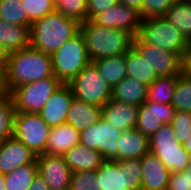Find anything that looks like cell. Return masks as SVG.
Returning a JSON list of instances; mask_svg holds the SVG:
<instances>
[{
	"instance_id": "cell-1",
	"label": "cell",
	"mask_w": 191,
	"mask_h": 190,
	"mask_svg": "<svg viewBox=\"0 0 191 190\" xmlns=\"http://www.w3.org/2000/svg\"><path fill=\"white\" fill-rule=\"evenodd\" d=\"M54 76L51 55L31 46L9 54L5 70L9 94L17 87Z\"/></svg>"
},
{
	"instance_id": "cell-2",
	"label": "cell",
	"mask_w": 191,
	"mask_h": 190,
	"mask_svg": "<svg viewBox=\"0 0 191 190\" xmlns=\"http://www.w3.org/2000/svg\"><path fill=\"white\" fill-rule=\"evenodd\" d=\"M80 31V23L57 10L34 21L30 27V46L52 55Z\"/></svg>"
},
{
	"instance_id": "cell-3",
	"label": "cell",
	"mask_w": 191,
	"mask_h": 190,
	"mask_svg": "<svg viewBox=\"0 0 191 190\" xmlns=\"http://www.w3.org/2000/svg\"><path fill=\"white\" fill-rule=\"evenodd\" d=\"M80 32L91 62L125 54L133 46L134 36L131 33L100 26L89 19L80 24Z\"/></svg>"
},
{
	"instance_id": "cell-4",
	"label": "cell",
	"mask_w": 191,
	"mask_h": 190,
	"mask_svg": "<svg viewBox=\"0 0 191 190\" xmlns=\"http://www.w3.org/2000/svg\"><path fill=\"white\" fill-rule=\"evenodd\" d=\"M52 70L63 84H69L86 66L91 63L85 39L79 31L51 55Z\"/></svg>"
},
{
	"instance_id": "cell-5",
	"label": "cell",
	"mask_w": 191,
	"mask_h": 190,
	"mask_svg": "<svg viewBox=\"0 0 191 190\" xmlns=\"http://www.w3.org/2000/svg\"><path fill=\"white\" fill-rule=\"evenodd\" d=\"M140 159L104 160L96 170L101 190H140Z\"/></svg>"
},
{
	"instance_id": "cell-6",
	"label": "cell",
	"mask_w": 191,
	"mask_h": 190,
	"mask_svg": "<svg viewBox=\"0 0 191 190\" xmlns=\"http://www.w3.org/2000/svg\"><path fill=\"white\" fill-rule=\"evenodd\" d=\"M137 36L143 42L176 53L181 58L190 49V43L181 31L164 17L142 19Z\"/></svg>"
},
{
	"instance_id": "cell-7",
	"label": "cell",
	"mask_w": 191,
	"mask_h": 190,
	"mask_svg": "<svg viewBox=\"0 0 191 190\" xmlns=\"http://www.w3.org/2000/svg\"><path fill=\"white\" fill-rule=\"evenodd\" d=\"M150 152L173 172H183L191 163L190 154L177 141L171 124H164L149 138Z\"/></svg>"
},
{
	"instance_id": "cell-8",
	"label": "cell",
	"mask_w": 191,
	"mask_h": 190,
	"mask_svg": "<svg viewBox=\"0 0 191 190\" xmlns=\"http://www.w3.org/2000/svg\"><path fill=\"white\" fill-rule=\"evenodd\" d=\"M62 82L51 76L15 88L11 93L16 112L39 113Z\"/></svg>"
},
{
	"instance_id": "cell-9",
	"label": "cell",
	"mask_w": 191,
	"mask_h": 190,
	"mask_svg": "<svg viewBox=\"0 0 191 190\" xmlns=\"http://www.w3.org/2000/svg\"><path fill=\"white\" fill-rule=\"evenodd\" d=\"M76 99L103 107L112 97V88L91 62L70 83Z\"/></svg>"
},
{
	"instance_id": "cell-10",
	"label": "cell",
	"mask_w": 191,
	"mask_h": 190,
	"mask_svg": "<svg viewBox=\"0 0 191 190\" xmlns=\"http://www.w3.org/2000/svg\"><path fill=\"white\" fill-rule=\"evenodd\" d=\"M50 130L39 113L15 112L13 136L36 156L44 154Z\"/></svg>"
},
{
	"instance_id": "cell-11",
	"label": "cell",
	"mask_w": 191,
	"mask_h": 190,
	"mask_svg": "<svg viewBox=\"0 0 191 190\" xmlns=\"http://www.w3.org/2000/svg\"><path fill=\"white\" fill-rule=\"evenodd\" d=\"M121 132L101 116L97 123L80 132L79 143L99 151L104 160H118L117 140Z\"/></svg>"
},
{
	"instance_id": "cell-12",
	"label": "cell",
	"mask_w": 191,
	"mask_h": 190,
	"mask_svg": "<svg viewBox=\"0 0 191 190\" xmlns=\"http://www.w3.org/2000/svg\"><path fill=\"white\" fill-rule=\"evenodd\" d=\"M133 47L150 64L158 77L181 75L182 58L178 54L145 43L138 36L134 37Z\"/></svg>"
},
{
	"instance_id": "cell-13",
	"label": "cell",
	"mask_w": 191,
	"mask_h": 190,
	"mask_svg": "<svg viewBox=\"0 0 191 190\" xmlns=\"http://www.w3.org/2000/svg\"><path fill=\"white\" fill-rule=\"evenodd\" d=\"M175 108L146 100L138 109L135 129L150 138L164 124H171Z\"/></svg>"
},
{
	"instance_id": "cell-14",
	"label": "cell",
	"mask_w": 191,
	"mask_h": 190,
	"mask_svg": "<svg viewBox=\"0 0 191 190\" xmlns=\"http://www.w3.org/2000/svg\"><path fill=\"white\" fill-rule=\"evenodd\" d=\"M92 21L107 28L125 30L135 37L139 32L142 17L137 9L117 4L97 14Z\"/></svg>"
},
{
	"instance_id": "cell-15",
	"label": "cell",
	"mask_w": 191,
	"mask_h": 190,
	"mask_svg": "<svg viewBox=\"0 0 191 190\" xmlns=\"http://www.w3.org/2000/svg\"><path fill=\"white\" fill-rule=\"evenodd\" d=\"M38 173L44 178L50 190L70 188L72 171L63 156L41 154L36 159Z\"/></svg>"
},
{
	"instance_id": "cell-16",
	"label": "cell",
	"mask_w": 191,
	"mask_h": 190,
	"mask_svg": "<svg viewBox=\"0 0 191 190\" xmlns=\"http://www.w3.org/2000/svg\"><path fill=\"white\" fill-rule=\"evenodd\" d=\"M73 98L71 86L62 83L45 103L39 115L50 127L64 124Z\"/></svg>"
},
{
	"instance_id": "cell-17",
	"label": "cell",
	"mask_w": 191,
	"mask_h": 190,
	"mask_svg": "<svg viewBox=\"0 0 191 190\" xmlns=\"http://www.w3.org/2000/svg\"><path fill=\"white\" fill-rule=\"evenodd\" d=\"M37 156L14 136L0 142V172L7 174L16 168L36 162Z\"/></svg>"
},
{
	"instance_id": "cell-18",
	"label": "cell",
	"mask_w": 191,
	"mask_h": 190,
	"mask_svg": "<svg viewBox=\"0 0 191 190\" xmlns=\"http://www.w3.org/2000/svg\"><path fill=\"white\" fill-rule=\"evenodd\" d=\"M140 161L142 167L140 190H167L171 172L157 156L149 152Z\"/></svg>"
},
{
	"instance_id": "cell-19",
	"label": "cell",
	"mask_w": 191,
	"mask_h": 190,
	"mask_svg": "<svg viewBox=\"0 0 191 190\" xmlns=\"http://www.w3.org/2000/svg\"><path fill=\"white\" fill-rule=\"evenodd\" d=\"M139 106L110 99L102 107V117L120 131L135 129Z\"/></svg>"
},
{
	"instance_id": "cell-20",
	"label": "cell",
	"mask_w": 191,
	"mask_h": 190,
	"mask_svg": "<svg viewBox=\"0 0 191 190\" xmlns=\"http://www.w3.org/2000/svg\"><path fill=\"white\" fill-rule=\"evenodd\" d=\"M118 145V161L141 159L150 152L149 138L137 129L121 132Z\"/></svg>"
},
{
	"instance_id": "cell-21",
	"label": "cell",
	"mask_w": 191,
	"mask_h": 190,
	"mask_svg": "<svg viewBox=\"0 0 191 190\" xmlns=\"http://www.w3.org/2000/svg\"><path fill=\"white\" fill-rule=\"evenodd\" d=\"M80 133L70 124L51 127L44 154L63 156L73 146L79 144Z\"/></svg>"
},
{
	"instance_id": "cell-22",
	"label": "cell",
	"mask_w": 191,
	"mask_h": 190,
	"mask_svg": "<svg viewBox=\"0 0 191 190\" xmlns=\"http://www.w3.org/2000/svg\"><path fill=\"white\" fill-rule=\"evenodd\" d=\"M102 116V107L87 104L73 98L66 116V123L79 133L97 123Z\"/></svg>"
},
{
	"instance_id": "cell-23",
	"label": "cell",
	"mask_w": 191,
	"mask_h": 190,
	"mask_svg": "<svg viewBox=\"0 0 191 190\" xmlns=\"http://www.w3.org/2000/svg\"><path fill=\"white\" fill-rule=\"evenodd\" d=\"M63 157L72 173L97 170L104 161L99 151L89 149L80 143L68 150Z\"/></svg>"
},
{
	"instance_id": "cell-24",
	"label": "cell",
	"mask_w": 191,
	"mask_h": 190,
	"mask_svg": "<svg viewBox=\"0 0 191 190\" xmlns=\"http://www.w3.org/2000/svg\"><path fill=\"white\" fill-rule=\"evenodd\" d=\"M148 86L133 78L125 77L112 88V100L141 106L147 100Z\"/></svg>"
},
{
	"instance_id": "cell-25",
	"label": "cell",
	"mask_w": 191,
	"mask_h": 190,
	"mask_svg": "<svg viewBox=\"0 0 191 190\" xmlns=\"http://www.w3.org/2000/svg\"><path fill=\"white\" fill-rule=\"evenodd\" d=\"M0 43L11 54L30 46V28L0 19Z\"/></svg>"
},
{
	"instance_id": "cell-26",
	"label": "cell",
	"mask_w": 191,
	"mask_h": 190,
	"mask_svg": "<svg viewBox=\"0 0 191 190\" xmlns=\"http://www.w3.org/2000/svg\"><path fill=\"white\" fill-rule=\"evenodd\" d=\"M125 59L127 77L142 82L147 86L158 78L155 70L133 46L125 53Z\"/></svg>"
},
{
	"instance_id": "cell-27",
	"label": "cell",
	"mask_w": 191,
	"mask_h": 190,
	"mask_svg": "<svg viewBox=\"0 0 191 190\" xmlns=\"http://www.w3.org/2000/svg\"><path fill=\"white\" fill-rule=\"evenodd\" d=\"M92 63L111 88L127 77L125 54L101 58Z\"/></svg>"
},
{
	"instance_id": "cell-28",
	"label": "cell",
	"mask_w": 191,
	"mask_h": 190,
	"mask_svg": "<svg viewBox=\"0 0 191 190\" xmlns=\"http://www.w3.org/2000/svg\"><path fill=\"white\" fill-rule=\"evenodd\" d=\"M164 18L181 31L191 43V0H176Z\"/></svg>"
},
{
	"instance_id": "cell-29",
	"label": "cell",
	"mask_w": 191,
	"mask_h": 190,
	"mask_svg": "<svg viewBox=\"0 0 191 190\" xmlns=\"http://www.w3.org/2000/svg\"><path fill=\"white\" fill-rule=\"evenodd\" d=\"M37 174V163L22 165L4 174L5 190H28Z\"/></svg>"
},
{
	"instance_id": "cell-30",
	"label": "cell",
	"mask_w": 191,
	"mask_h": 190,
	"mask_svg": "<svg viewBox=\"0 0 191 190\" xmlns=\"http://www.w3.org/2000/svg\"><path fill=\"white\" fill-rule=\"evenodd\" d=\"M179 76L180 75L158 77L148 86L147 100L159 104H171Z\"/></svg>"
},
{
	"instance_id": "cell-31",
	"label": "cell",
	"mask_w": 191,
	"mask_h": 190,
	"mask_svg": "<svg viewBox=\"0 0 191 190\" xmlns=\"http://www.w3.org/2000/svg\"><path fill=\"white\" fill-rule=\"evenodd\" d=\"M0 19L11 24L31 27L21 0H0Z\"/></svg>"
},
{
	"instance_id": "cell-32",
	"label": "cell",
	"mask_w": 191,
	"mask_h": 190,
	"mask_svg": "<svg viewBox=\"0 0 191 190\" xmlns=\"http://www.w3.org/2000/svg\"><path fill=\"white\" fill-rule=\"evenodd\" d=\"M15 112L10 94L0 99V142L13 136Z\"/></svg>"
},
{
	"instance_id": "cell-33",
	"label": "cell",
	"mask_w": 191,
	"mask_h": 190,
	"mask_svg": "<svg viewBox=\"0 0 191 190\" xmlns=\"http://www.w3.org/2000/svg\"><path fill=\"white\" fill-rule=\"evenodd\" d=\"M171 105L175 111L191 112V80L183 75L177 80Z\"/></svg>"
},
{
	"instance_id": "cell-34",
	"label": "cell",
	"mask_w": 191,
	"mask_h": 190,
	"mask_svg": "<svg viewBox=\"0 0 191 190\" xmlns=\"http://www.w3.org/2000/svg\"><path fill=\"white\" fill-rule=\"evenodd\" d=\"M87 0H56V10L80 24L87 20Z\"/></svg>"
},
{
	"instance_id": "cell-35",
	"label": "cell",
	"mask_w": 191,
	"mask_h": 190,
	"mask_svg": "<svg viewBox=\"0 0 191 190\" xmlns=\"http://www.w3.org/2000/svg\"><path fill=\"white\" fill-rule=\"evenodd\" d=\"M21 6L31 24L56 10L52 0H21Z\"/></svg>"
},
{
	"instance_id": "cell-36",
	"label": "cell",
	"mask_w": 191,
	"mask_h": 190,
	"mask_svg": "<svg viewBox=\"0 0 191 190\" xmlns=\"http://www.w3.org/2000/svg\"><path fill=\"white\" fill-rule=\"evenodd\" d=\"M71 190H101L99 179L94 171H77L72 173Z\"/></svg>"
},
{
	"instance_id": "cell-37",
	"label": "cell",
	"mask_w": 191,
	"mask_h": 190,
	"mask_svg": "<svg viewBox=\"0 0 191 190\" xmlns=\"http://www.w3.org/2000/svg\"><path fill=\"white\" fill-rule=\"evenodd\" d=\"M171 126L173 127L177 141L184 144L191 134V112L175 111Z\"/></svg>"
},
{
	"instance_id": "cell-38",
	"label": "cell",
	"mask_w": 191,
	"mask_h": 190,
	"mask_svg": "<svg viewBox=\"0 0 191 190\" xmlns=\"http://www.w3.org/2000/svg\"><path fill=\"white\" fill-rule=\"evenodd\" d=\"M176 0H143L140 15L142 19L164 17Z\"/></svg>"
},
{
	"instance_id": "cell-39",
	"label": "cell",
	"mask_w": 191,
	"mask_h": 190,
	"mask_svg": "<svg viewBox=\"0 0 191 190\" xmlns=\"http://www.w3.org/2000/svg\"><path fill=\"white\" fill-rule=\"evenodd\" d=\"M167 190H191V163L183 172L171 173Z\"/></svg>"
},
{
	"instance_id": "cell-40",
	"label": "cell",
	"mask_w": 191,
	"mask_h": 190,
	"mask_svg": "<svg viewBox=\"0 0 191 190\" xmlns=\"http://www.w3.org/2000/svg\"><path fill=\"white\" fill-rule=\"evenodd\" d=\"M87 19L92 20L100 12L119 4L118 0H87Z\"/></svg>"
},
{
	"instance_id": "cell-41",
	"label": "cell",
	"mask_w": 191,
	"mask_h": 190,
	"mask_svg": "<svg viewBox=\"0 0 191 190\" xmlns=\"http://www.w3.org/2000/svg\"><path fill=\"white\" fill-rule=\"evenodd\" d=\"M181 75L191 80V50L190 49L182 57Z\"/></svg>"
},
{
	"instance_id": "cell-42",
	"label": "cell",
	"mask_w": 191,
	"mask_h": 190,
	"mask_svg": "<svg viewBox=\"0 0 191 190\" xmlns=\"http://www.w3.org/2000/svg\"><path fill=\"white\" fill-rule=\"evenodd\" d=\"M28 190H50L44 178L38 173Z\"/></svg>"
},
{
	"instance_id": "cell-43",
	"label": "cell",
	"mask_w": 191,
	"mask_h": 190,
	"mask_svg": "<svg viewBox=\"0 0 191 190\" xmlns=\"http://www.w3.org/2000/svg\"><path fill=\"white\" fill-rule=\"evenodd\" d=\"M9 95L6 86L5 70L0 69V99Z\"/></svg>"
},
{
	"instance_id": "cell-44",
	"label": "cell",
	"mask_w": 191,
	"mask_h": 190,
	"mask_svg": "<svg viewBox=\"0 0 191 190\" xmlns=\"http://www.w3.org/2000/svg\"><path fill=\"white\" fill-rule=\"evenodd\" d=\"M119 4L135 8L139 12L142 10L143 0H118Z\"/></svg>"
},
{
	"instance_id": "cell-45",
	"label": "cell",
	"mask_w": 191,
	"mask_h": 190,
	"mask_svg": "<svg viewBox=\"0 0 191 190\" xmlns=\"http://www.w3.org/2000/svg\"><path fill=\"white\" fill-rule=\"evenodd\" d=\"M9 53L5 50L3 45L0 43V69L6 70L8 63Z\"/></svg>"
},
{
	"instance_id": "cell-46",
	"label": "cell",
	"mask_w": 191,
	"mask_h": 190,
	"mask_svg": "<svg viewBox=\"0 0 191 190\" xmlns=\"http://www.w3.org/2000/svg\"><path fill=\"white\" fill-rule=\"evenodd\" d=\"M183 147L190 154L191 157V134L186 139L185 143L183 144Z\"/></svg>"
},
{
	"instance_id": "cell-47",
	"label": "cell",
	"mask_w": 191,
	"mask_h": 190,
	"mask_svg": "<svg viewBox=\"0 0 191 190\" xmlns=\"http://www.w3.org/2000/svg\"><path fill=\"white\" fill-rule=\"evenodd\" d=\"M0 190H5L4 187V174L0 172Z\"/></svg>"
}]
</instances>
